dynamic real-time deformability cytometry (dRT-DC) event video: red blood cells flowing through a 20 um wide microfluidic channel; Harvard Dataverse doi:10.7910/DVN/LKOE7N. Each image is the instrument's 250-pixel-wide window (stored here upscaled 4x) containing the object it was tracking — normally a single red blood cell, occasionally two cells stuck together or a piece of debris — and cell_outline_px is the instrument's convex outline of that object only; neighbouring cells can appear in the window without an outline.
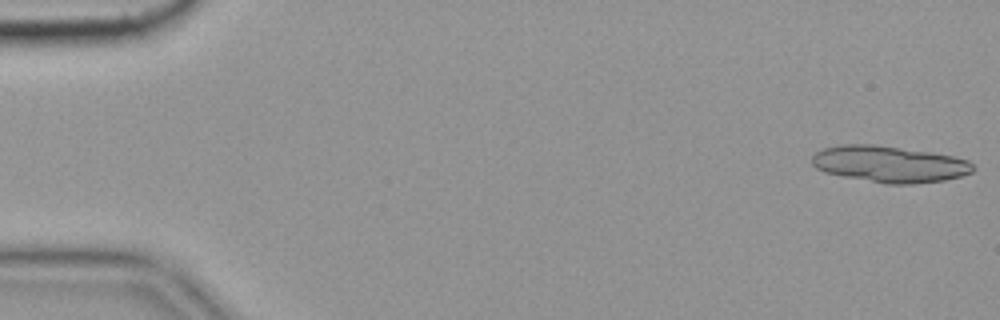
{"species": "common noctule bat (a hibernating species)", "species_latin": "Nyctalus noctula", "temperature_condition": "cold", "stored_images_in_passage": 15, "camera_frame_rate_fps": 3000, "um_per_image_px": 0.085, "animal": {"sex": "female", "body_mass_g": 19.9}, "frame": {"image": 1, "passage_image": 1, "time_ms": 0.0, "image_size_px": [1000, 320], "cell_outline_px": [[976, 168], [972, 172], [960, 176], [944, 180], [912, 184], [884, 184], [824, 172], [816, 168], [812, 164], [812, 156], [816, 152], [824, 148], [840, 144], [876, 144], [932, 152], [952, 156], [968, 160]], "centroid_in_image_um": [75.6, 13.94], "position_along_channel_um": 9.4, "area_um2": 34.33}}